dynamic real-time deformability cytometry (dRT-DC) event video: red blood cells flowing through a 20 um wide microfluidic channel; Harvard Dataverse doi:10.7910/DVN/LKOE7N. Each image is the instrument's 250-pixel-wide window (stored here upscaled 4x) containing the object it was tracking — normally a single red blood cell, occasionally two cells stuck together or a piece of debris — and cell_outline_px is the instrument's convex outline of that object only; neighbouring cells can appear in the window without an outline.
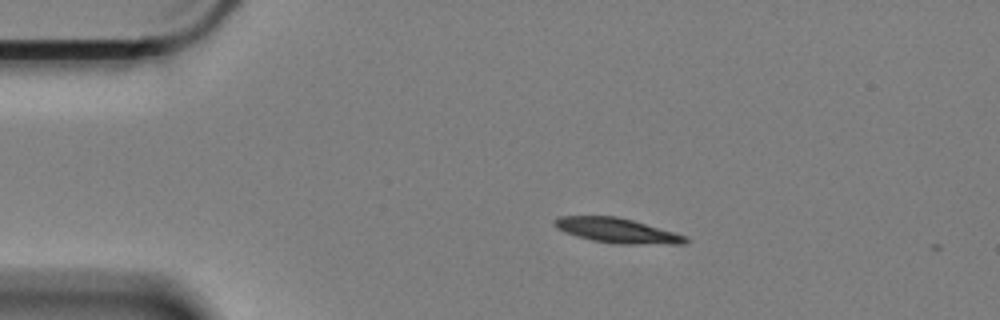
{"species": "Egyptian fruit bat (a non-hibernating species)", "species_latin": "Rousettus aegyptiacus", "temperature_condition": "cold", "stored_images_in_passage": 2, "camera_frame_rate_fps": 3000, "um_per_image_px": 0.085, "animal": {"sex": "female"}, "frame": {"image": 1, "passage_image": 1, "time_ms": 0.0, "image_size_px": [1000, 320], "cell_outline_px": [[688, 240], [684, 244], [616, 244], [592, 240], [576, 236], [564, 232], [556, 228], [552, 224], [560, 216], [616, 216], [632, 220], [688, 236]], "centroid_in_image_um": [52.45, 19.6], "position_along_channel_um": 32.5, "area_um2": 18.9}}